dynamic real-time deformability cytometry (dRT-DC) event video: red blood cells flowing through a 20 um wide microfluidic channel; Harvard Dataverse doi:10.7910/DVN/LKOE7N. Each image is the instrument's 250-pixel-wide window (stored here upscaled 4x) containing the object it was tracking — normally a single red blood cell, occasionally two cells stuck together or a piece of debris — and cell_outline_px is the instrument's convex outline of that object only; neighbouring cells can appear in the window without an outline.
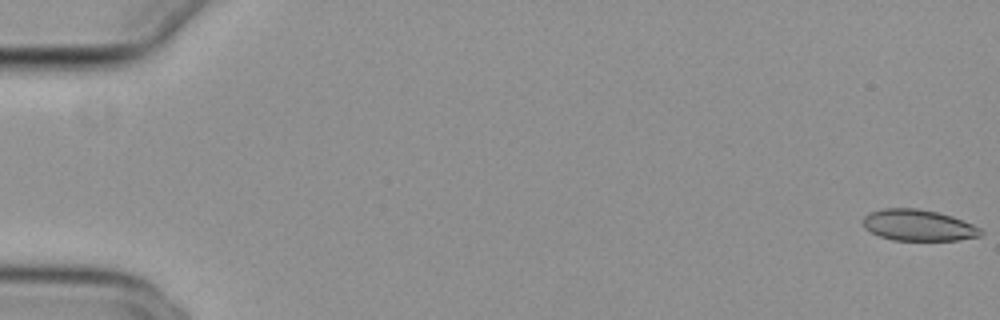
{"species": "common noctule bat (a hibernating species)", "species_latin": "Nyctalus noctula", "temperature_condition": "cold", "stored_images_in_passage": 55, "camera_frame_rate_fps": 3000, "um_per_image_px": 0.085, "animal": {"sex": "female", "body_mass_g": 29.2, "forearm_length_mm": 56.3}, "frame": {"image": 1, "passage_image": 1, "time_ms": 0.0, "image_size_px": [1000, 320], "cell_outline_px": [[984, 232], [980, 236], [960, 240], [892, 240], [880, 236], [864, 228], [864, 216], [868, 212], [884, 208], [916, 208], [936, 212], [952, 216], [972, 224], [980, 228]], "centroid_in_image_um": [78.06, 19.14], "position_along_channel_um": 6.9, "area_um2": 21.39}}
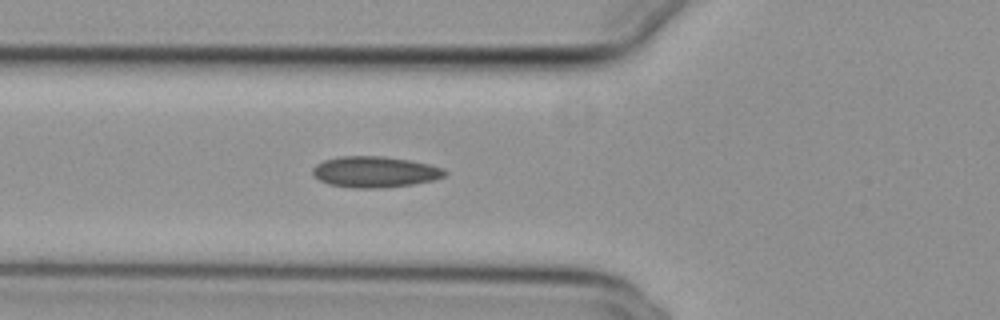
{"frame": {"image": 2, "passage_image": 21, "time_ms": 6.667, "image_size_px": [1000, 320], "cell_outline_px": [[448, 172], [444, 176], [432, 180], [412, 184], [384, 188], [352, 188], [328, 184], [312, 176], [312, 168], [316, 164], [324, 160], [340, 156], [384, 156], [408, 160], [428, 164], [444, 168]], "centroid_in_image_um": [31.83, 14.61], "position_along_channel_um": 94.0, "area_um2": 23.99}}
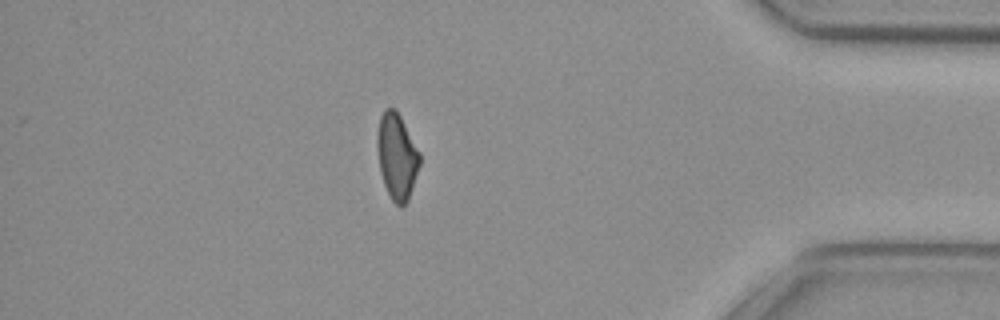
{"frame": {"image": 3, "passage_image": 48, "time_ms": 15.667, "image_size_px": [1000, 320], "cell_outline_px": [[420, 164], [408, 200], [400, 208], [392, 200], [384, 184], [380, 172], [376, 144], [376, 136], [380, 116], [384, 108], [396, 108], [420, 152]], "centroid_in_image_um": [33.72, 13.26], "position_along_channel_um": 401.5, "area_um2": 21.39}, "authors_computed_cell_mechanics": {"area_um2": 22.3686, "velocity_mm_per_s": 3.8319, "shape_relaxation_time_tau1_ms": null, "shape_relaxation_time_tau2_ms": 3.4033, "deformation_change_tau1": null, "deformation_change_tau2": 0.0897}}